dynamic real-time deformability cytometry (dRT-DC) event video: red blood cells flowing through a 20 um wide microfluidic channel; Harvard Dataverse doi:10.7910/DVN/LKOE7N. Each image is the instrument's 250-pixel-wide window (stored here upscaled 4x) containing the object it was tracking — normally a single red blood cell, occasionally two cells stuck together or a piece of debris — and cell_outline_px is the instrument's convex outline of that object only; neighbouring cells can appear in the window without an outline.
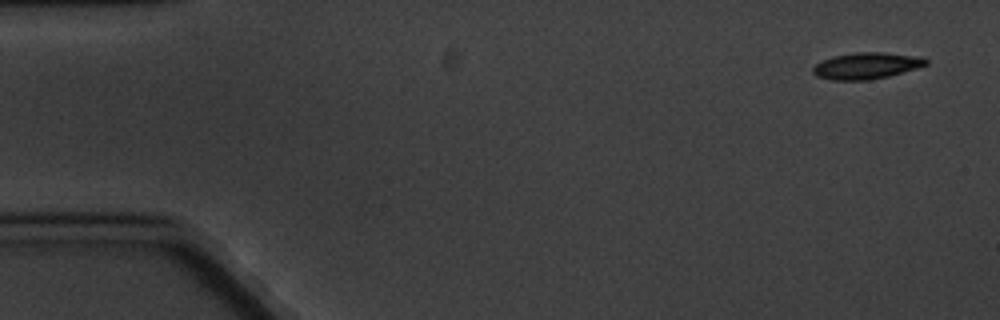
{"species": "common noctule bat (a hibernating species)", "species_latin": "Nyctalus noctula", "temperature_condition": "cold", "stored_images_in_passage": 5, "camera_frame_rate_fps": 3000, "um_per_image_px": 0.085, "animal": {"sex": "male", "body_mass_g": 20.1, "forearm_length_mm": 53.5}, "frame": {"image": 1, "passage_image": 1, "time_ms": 0.0, "image_size_px": [1000, 320], "cell_outline_px": [[928, 64], [916, 68], [888, 76], [868, 80], [832, 80], [816, 76], [812, 72], [812, 68], [816, 64], [832, 56], [856, 52], [884, 52], [920, 56], [928, 60]], "centroid_in_image_um": [73.64, 5.58], "position_along_channel_um": 11.4, "area_um2": 17.4}}
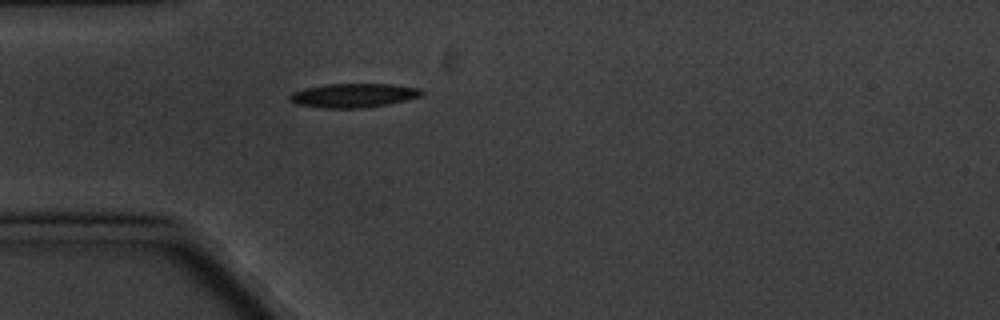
{"frame": {"image": 2, "passage_image": 5, "time_ms": 4.667, "image_size_px": [1000, 320], "cell_outline_px": [[424, 92], [420, 96], [388, 104], [364, 108], [324, 108], [296, 104], [288, 100], [288, 96], [292, 92], [304, 88], [324, 84], [392, 84], [420, 88]], "centroid_in_image_um": [30.0, 8.11], "position_along_channel_um": 55.0, "area_um2": 18.55}}